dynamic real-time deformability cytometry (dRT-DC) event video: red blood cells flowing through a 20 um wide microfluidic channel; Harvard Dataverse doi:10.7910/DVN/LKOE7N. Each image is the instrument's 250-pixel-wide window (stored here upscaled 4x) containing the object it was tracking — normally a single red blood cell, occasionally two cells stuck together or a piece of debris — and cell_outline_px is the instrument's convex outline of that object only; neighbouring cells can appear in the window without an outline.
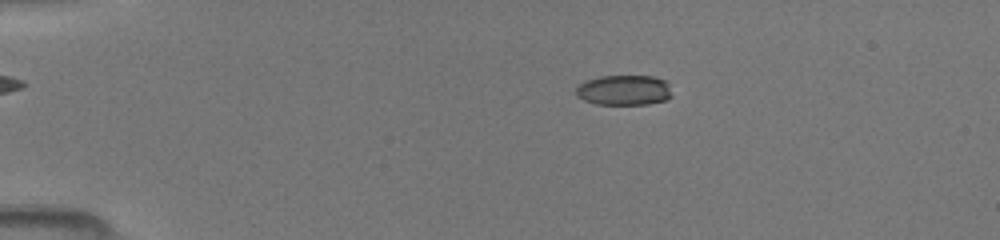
{"species": "common noctule bat (a hibernating species)", "species_latin": "Nyctalus noctula", "temperature_condition": "room temperature", "stored_images_in_passage": 16, "camera_frame_rate_fps": 3000, "um_per_image_px": 0.085, "animal": {"sex": "female", "body_mass_g": 19.5, "forearm_length_mm": 54.1}, "frame": {"image": 1, "passage_image": 3, "time_ms": 1.333, "image_size_px": [1000, 240], "cell_outline_px": [[672, 96], [664, 100], [648, 104], [596, 104], [584, 100], [576, 96], [576, 88], [580, 84], [588, 80], [600, 76], [652, 76], [664, 80], [668, 84]], "centroid_in_image_um": [53.03, 7.66], "position_along_channel_um": 32.0, "area_um2": 16.76}}
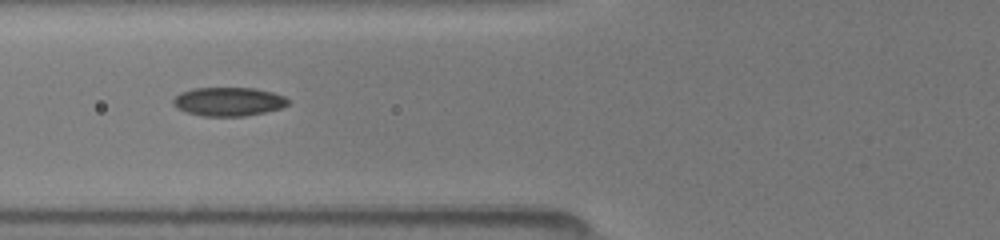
{"frame": {"image": 2, "passage_image": 8, "time_ms": 4.667, "image_size_px": [1000, 240], "cell_outline_px": [[292, 100], [288, 104], [280, 108], [264, 112], [244, 116], [204, 116], [184, 112], [176, 108], [172, 104], [172, 100], [180, 92], [192, 88], [256, 88], [272, 92], [284, 96]], "centroid_in_image_um": [19.4, 8.63], "position_along_channel_um": 106.4, "area_um2": 19.42}}
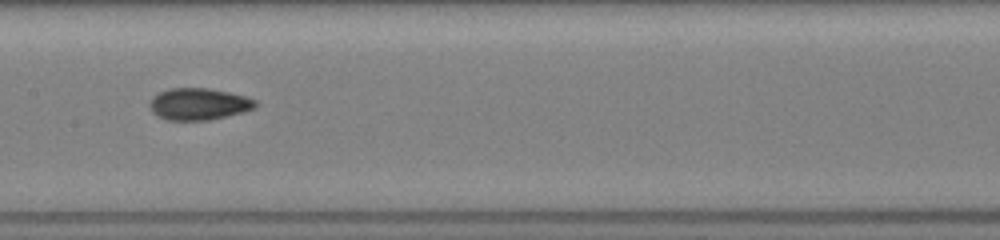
{"frame": {"image": 3, "passage_image": 15, "time_ms": 6.667, "image_size_px": [1000, 240], "cell_outline_px": [[260, 104], [256, 108], [244, 112], [208, 120], [164, 120], [156, 116], [152, 112], [148, 104], [152, 96], [168, 88], [208, 88], [228, 92], [244, 96], [256, 100]], "centroid_in_image_um": [16.88, 8.85], "position_along_channel_um": 190.5, "area_um2": 19.88}}